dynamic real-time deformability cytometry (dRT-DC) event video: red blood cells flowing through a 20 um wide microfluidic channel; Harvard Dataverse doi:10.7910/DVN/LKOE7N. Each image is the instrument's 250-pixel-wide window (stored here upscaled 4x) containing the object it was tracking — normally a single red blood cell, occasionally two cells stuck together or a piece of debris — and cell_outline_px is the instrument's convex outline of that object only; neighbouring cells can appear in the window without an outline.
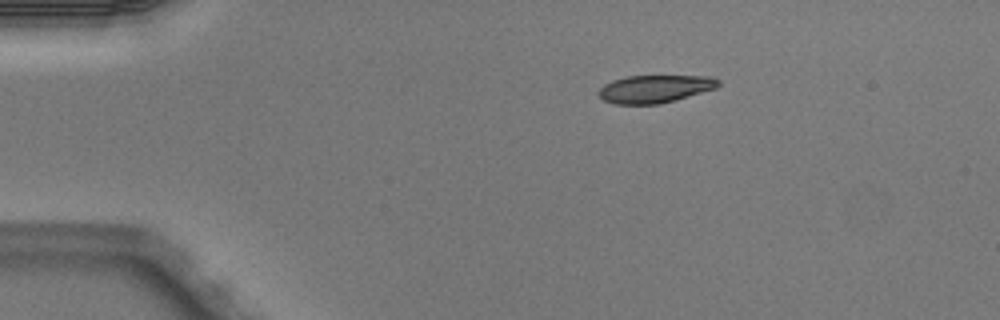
{"species": "Egyptian fruit bat (a non-hibernating species)", "species_latin": "Rousettus aegyptiacus", "temperature_condition": "warm", "stored_images_in_passage": 2, "camera_frame_rate_fps": 3000, "um_per_image_px": 0.085, "animal": {"sex": "male"}, "frame": {"image": 1, "passage_image": 2, "time_ms": 0.333, "image_size_px": [1000, 320], "cell_outline_px": [[720, 84], [716, 88], [660, 104], [616, 104], [604, 100], [596, 92], [604, 84], [612, 80], [628, 76], [712, 76], [720, 80]], "centroid_in_image_um": [55.66, 7.55], "position_along_channel_um": 29.3, "area_um2": 19.31}}